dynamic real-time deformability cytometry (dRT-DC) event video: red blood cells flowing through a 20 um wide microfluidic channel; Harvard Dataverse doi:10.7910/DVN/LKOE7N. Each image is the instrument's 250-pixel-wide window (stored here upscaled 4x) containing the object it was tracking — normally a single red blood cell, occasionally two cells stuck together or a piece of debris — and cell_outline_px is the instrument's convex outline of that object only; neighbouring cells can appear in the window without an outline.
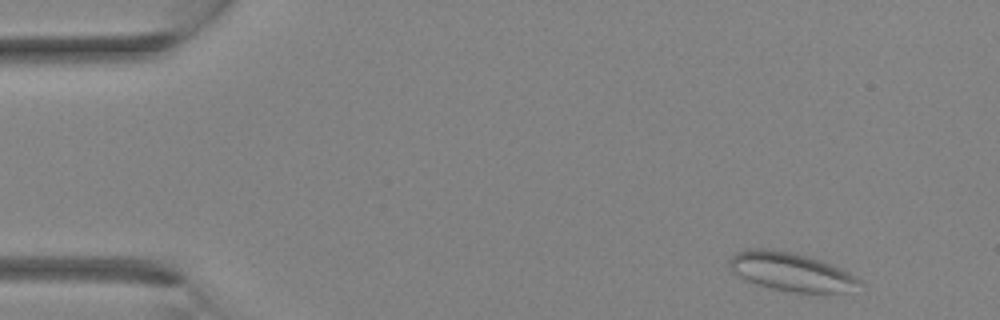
{"species": "Egyptian fruit bat (a non-hibernating species)", "species_latin": "Rousettus aegyptiacus", "temperature_condition": "room temperature", "stored_images_in_passage": 3, "camera_frame_rate_fps": 3000, "um_per_image_px": 0.085, "animal": {"sex": "female"}, "frame": {"image": 1, "passage_image": 1, "time_ms": 0.0, "image_size_px": [1000, 320], "cell_outline_px": [[864, 284], [848, 292], [792, 292], [772, 288], [756, 284], [732, 272], [728, 264], [728, 260], [736, 252], [744, 248], [772, 248], [808, 256], [832, 264], [856, 276]], "centroid_in_image_um": [67.23, 23.08], "position_along_channel_um": 17.8, "area_um2": 29.3}}